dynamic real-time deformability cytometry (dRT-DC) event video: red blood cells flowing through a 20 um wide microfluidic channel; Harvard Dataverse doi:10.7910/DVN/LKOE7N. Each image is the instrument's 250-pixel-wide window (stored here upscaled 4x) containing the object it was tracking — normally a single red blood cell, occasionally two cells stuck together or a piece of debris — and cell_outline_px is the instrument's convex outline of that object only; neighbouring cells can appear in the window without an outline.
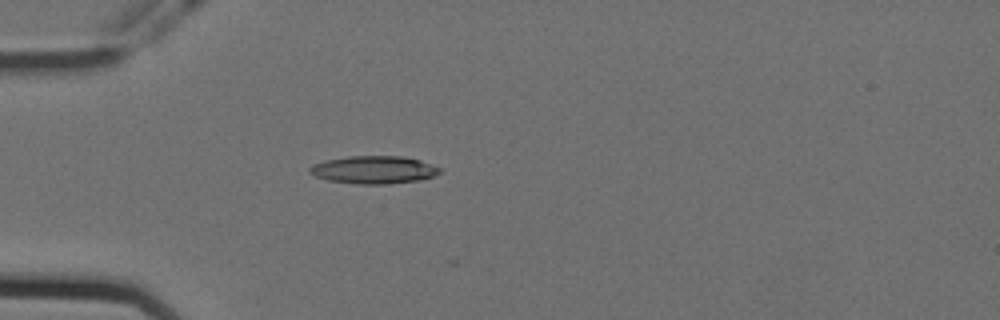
{"species": "Egyptian fruit bat (a non-hibernating species)", "species_latin": "Rousettus aegyptiacus", "temperature_condition": "cold", "stored_images_in_passage": 41, "camera_frame_rate_fps": 3000, "um_per_image_px": 0.085, "animal": {"sex": "female"}, "frame": {"image": 1, "passage_image": 1, "time_ms": 0.0, "image_size_px": [1000, 320], "cell_outline_px": [[440, 172], [432, 176], [420, 180], [384, 184], [360, 184], [328, 180], [316, 176], [308, 172], [308, 168], [312, 164], [324, 160], [348, 156], [404, 156], [420, 160], [440, 168]], "centroid_in_image_um": [31.73, 14.42], "position_along_channel_um": 53.3, "area_um2": 20.98}}
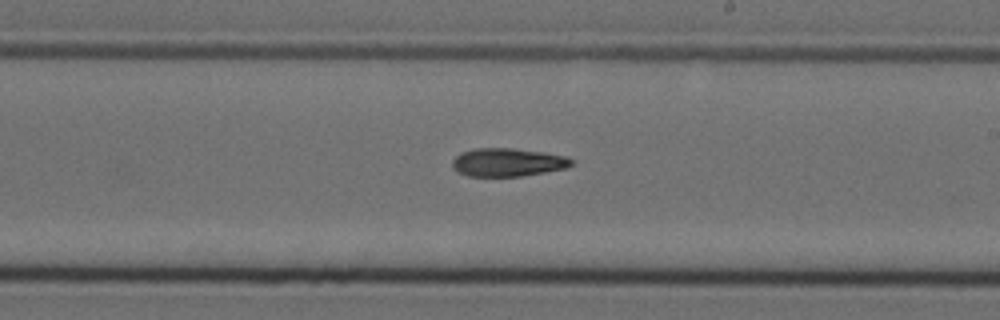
{"frame": {"image": 2, "passage_image": 18, "time_ms": 5.667, "image_size_px": [1000, 320], "cell_outline_px": [[572, 164], [564, 168], [544, 172], [520, 176], [468, 176], [456, 172], [452, 168], [452, 160], [460, 152], [476, 148], [512, 148], [544, 152], [568, 156], [572, 160]], "centroid_in_image_um": [43.1, 13.79], "position_along_channel_um": 245.9, "area_um2": 19.65}}
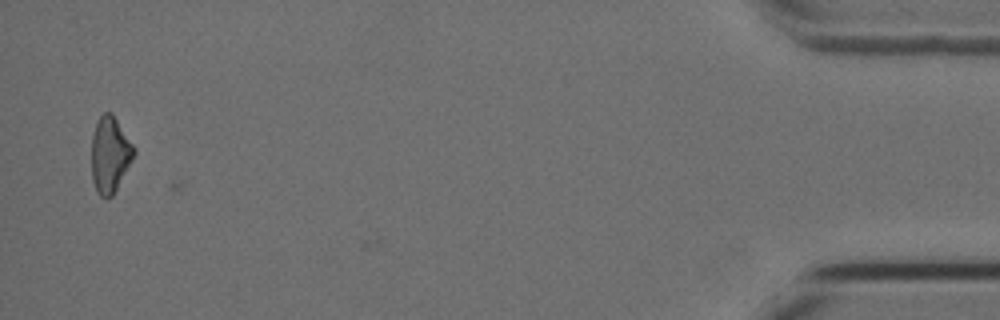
{"frame": {"image": 3, "passage_image": 40, "time_ms": 13.0, "image_size_px": [1000, 320], "cell_outline_px": [[136, 152], [132, 160], [112, 196], [108, 200], [100, 196], [92, 180], [92, 132], [100, 116], [104, 112], [112, 112], [136, 148]], "centroid_in_image_um": [9.35, 13.12], "position_along_channel_um": 425.8, "area_um2": 18.79}, "authors_computed_cell_mechanics": {"area_um2": 19.5942, "velocity_mm_per_s": 3.5741, "shape_relaxation_time_tau1_ms": 5.6441, "shape_relaxation_time_tau2_ms": null, "deformation_change_tau1": 0.1392, "deformation_change_tau2": null}}